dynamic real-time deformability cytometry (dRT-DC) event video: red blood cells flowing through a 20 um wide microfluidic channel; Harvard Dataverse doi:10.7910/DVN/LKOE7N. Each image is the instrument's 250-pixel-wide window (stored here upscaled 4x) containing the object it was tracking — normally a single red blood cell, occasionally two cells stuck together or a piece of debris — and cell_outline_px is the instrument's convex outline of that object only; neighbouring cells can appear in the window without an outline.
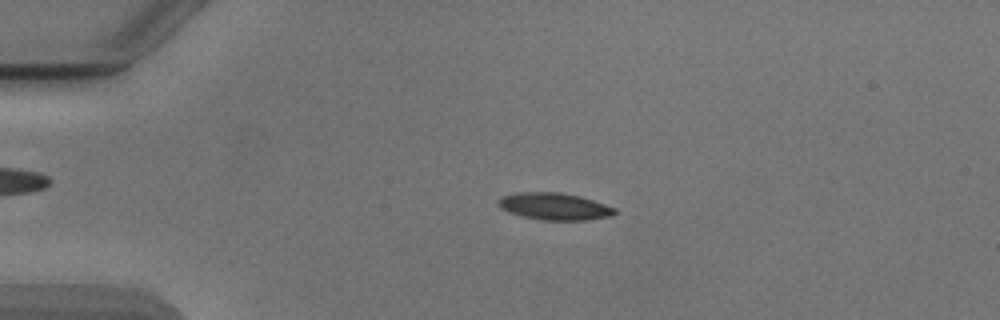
{"species": "Egyptian fruit bat (a non-hibernating species)", "species_latin": "Rousettus aegyptiacus", "temperature_condition": "cold", "stored_images_in_passage": 53, "camera_frame_rate_fps": 3000, "um_per_image_px": 0.085, "animal": {"sex": "male"}, "frame": {"image": 1, "passage_image": 12, "time_ms": 3.667, "image_size_px": [1000, 320], "cell_outline_px": [[616, 212], [608, 216], [588, 220], [540, 220], [508, 212], [500, 208], [500, 200], [504, 196], [516, 192], [560, 192], [580, 196], [616, 208]], "centroid_in_image_um": [47.13, 17.54], "position_along_channel_um": 37.9, "area_um2": 18.09}}
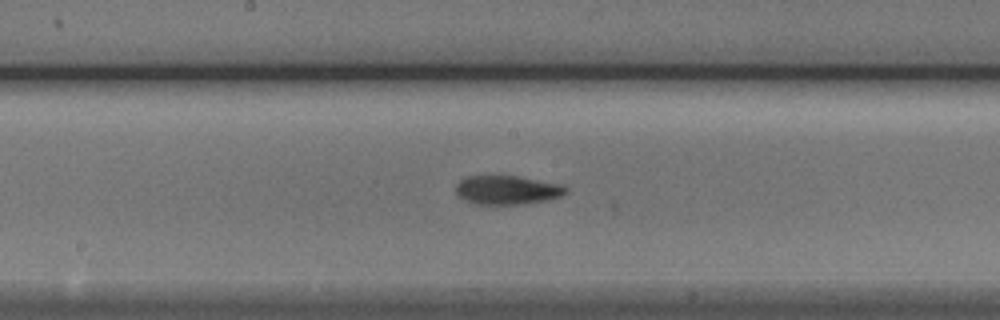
{"frame": {"image": 2, "passage_image": 28, "time_ms": 9.0, "image_size_px": [1000, 320], "cell_outline_px": [[568, 192], [560, 196], [548, 200], [524, 204], [476, 204], [460, 196], [456, 192], [456, 184], [460, 180], [468, 176], [516, 176], [560, 184], [568, 188]], "centroid_in_image_um": [43.14, 16.15], "position_along_channel_um": 205.1, "area_um2": 18.32}}
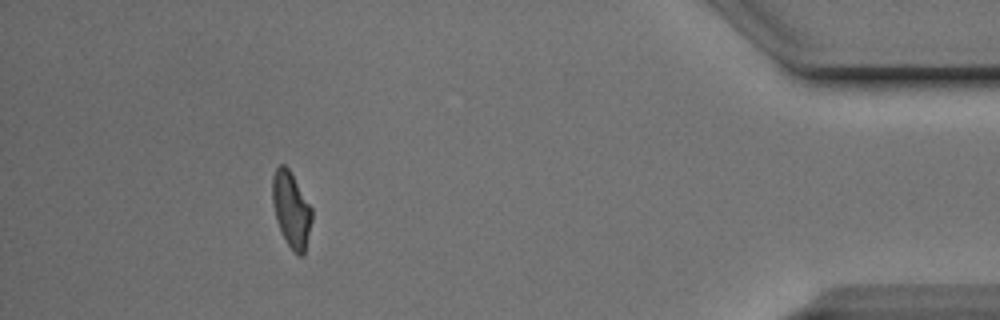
{"frame": {"image": 3, "passage_image": 48, "time_ms": 15.667, "image_size_px": [1000, 320], "cell_outline_px": [[312, 220], [304, 256], [300, 256], [292, 252], [276, 220], [272, 204], [272, 176], [276, 168], [280, 164], [284, 164], [288, 168], [312, 208]], "centroid_in_image_um": [24.75, 17.83], "position_along_channel_um": 410.4, "area_um2": 17.34}, "authors_computed_cell_mechanics": {"area_um2": 17.8024, "velocity_mm_per_s": 3.8836, "shape_relaxation_time_tau1_ms": 4.5924, "shape_relaxation_time_tau2_ms": 7.9325, "deformation_change_tau1": 0.1575, "deformation_change_tau2": 0.131}}